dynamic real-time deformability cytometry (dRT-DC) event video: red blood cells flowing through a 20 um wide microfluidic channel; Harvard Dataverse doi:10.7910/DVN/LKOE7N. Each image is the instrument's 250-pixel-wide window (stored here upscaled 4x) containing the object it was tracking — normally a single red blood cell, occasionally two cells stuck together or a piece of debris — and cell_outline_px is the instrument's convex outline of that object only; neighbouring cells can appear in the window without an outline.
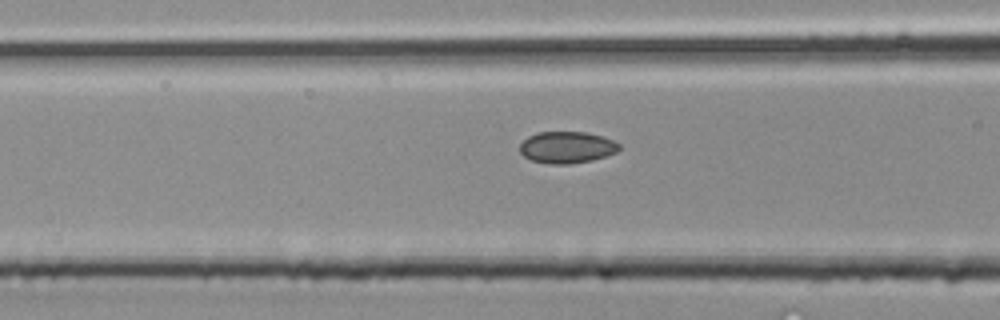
{"species": "common noctule bat (a hibernating species)", "species_latin": "Nyctalus noctula", "temperature_condition": "room temperature", "stored_images_in_passage": 11, "camera_frame_rate_fps": 3000, "um_per_image_px": 0.085, "animal": {"sex": "male", "body_mass_g": 20.4}, "frame": {"image": 1, "passage_image": 11, "time_ms": 3.333, "image_size_px": [1000, 320], "cell_outline_px": [[620, 148], [616, 152], [592, 160], [568, 164], [548, 164], [532, 160], [524, 156], [520, 152], [520, 144], [528, 136], [536, 132], [588, 132], [612, 140], [620, 144]], "centroid_in_image_um": [48.16, 12.52], "position_along_channel_um": 118.4, "area_um2": 18.26}}